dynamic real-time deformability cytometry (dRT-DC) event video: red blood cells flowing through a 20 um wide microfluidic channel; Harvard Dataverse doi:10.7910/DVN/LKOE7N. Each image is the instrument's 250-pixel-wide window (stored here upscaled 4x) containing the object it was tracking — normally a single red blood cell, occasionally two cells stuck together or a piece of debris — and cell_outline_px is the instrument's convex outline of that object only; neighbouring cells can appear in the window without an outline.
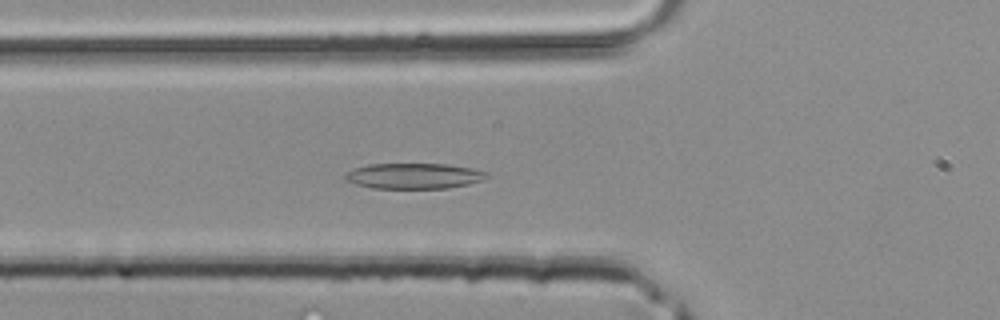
{"species": "common noctule bat (a hibernating species)", "species_latin": "Nyctalus noctula", "temperature_condition": "room temperature", "stored_images_in_passage": 34, "camera_frame_rate_fps": 3000, "um_per_image_px": 0.085, "animal": {"sex": "male", "body_mass_g": 20.4}, "frame": {"image": 1, "passage_image": 7, "time_ms": 2.0, "image_size_px": [1000, 320], "cell_outline_px": [[488, 176], [484, 180], [468, 184], [448, 188], [372, 188], [356, 184], [344, 180], [344, 172], [352, 168], [368, 164], [448, 164], [472, 168], [488, 172]], "centroid_in_image_um": [35.15, 14.95], "position_along_channel_um": 90.6, "area_um2": 21.33}}
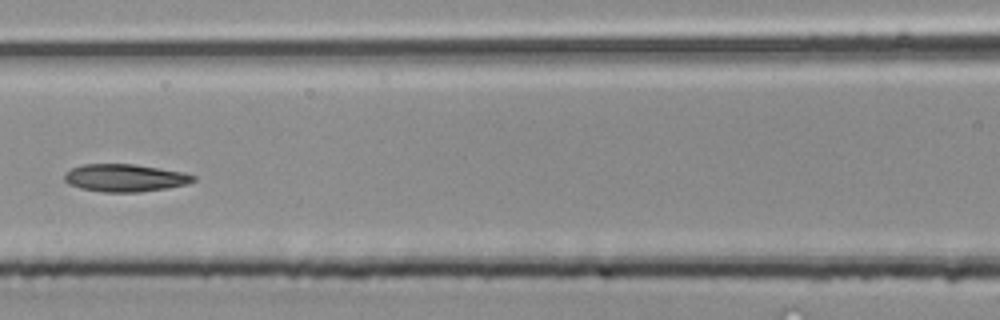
{"frame": {"image": 2, "passage_image": 11, "time_ms": 3.333, "image_size_px": [1000, 320], "cell_outline_px": [[196, 180], [188, 184], [164, 188], [136, 192], [100, 192], [80, 188], [68, 184], [64, 180], [64, 172], [80, 164], [136, 164], [184, 172], [196, 176]], "centroid_in_image_um": [10.59, 15.11], "position_along_channel_um": 156.0, "area_um2": 20.87}}
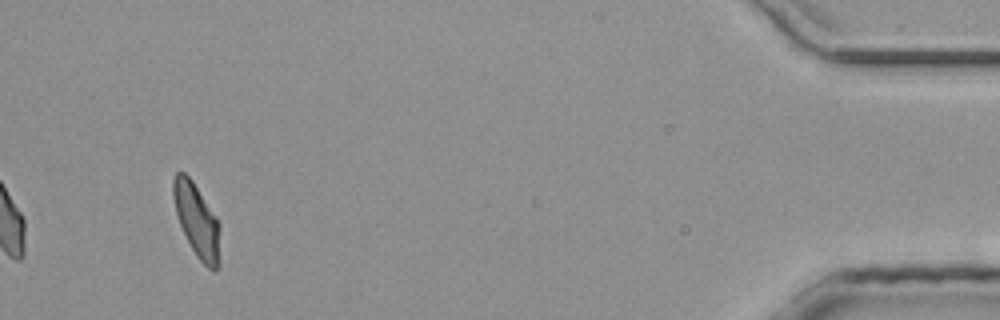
{"frame": {"image": 3, "passage_image": 32, "time_ms": 10.333, "image_size_px": [1000, 320], "cell_outline_px": [[220, 228], [216, 272], [212, 272], [196, 256], [180, 224], [176, 212], [172, 196], [172, 180], [176, 172], [184, 172], [192, 180], [216, 216], [220, 224]], "centroid_in_image_um": [16.71, 18.69], "position_along_channel_um": 418.5, "area_um2": 19.65}}